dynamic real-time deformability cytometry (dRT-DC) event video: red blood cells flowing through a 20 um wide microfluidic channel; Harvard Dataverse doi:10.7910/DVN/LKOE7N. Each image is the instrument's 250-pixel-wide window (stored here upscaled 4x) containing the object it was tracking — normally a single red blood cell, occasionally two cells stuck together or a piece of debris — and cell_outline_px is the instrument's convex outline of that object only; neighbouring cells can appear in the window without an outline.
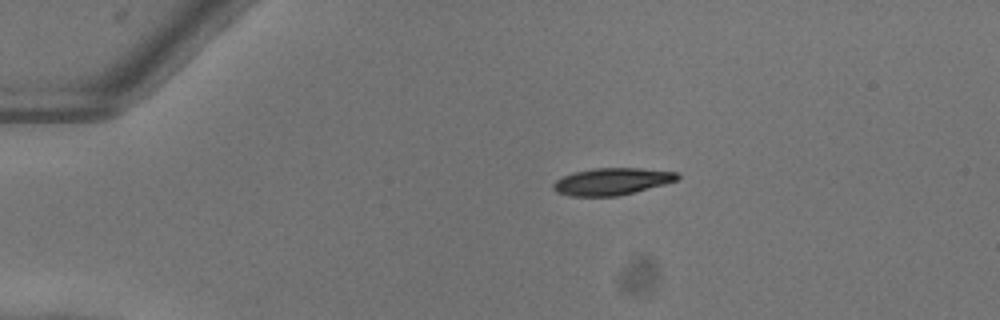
{"species": "common noctule bat (a hibernating species)", "species_latin": "Nyctalus noctula", "temperature_condition": "warm", "stored_images_in_passage": 42, "camera_frame_rate_fps": 3000, "um_per_image_px": 0.085, "animal": {"sex": "female"}, "frame": {"image": 1, "passage_image": 1, "time_ms": 0.0, "image_size_px": [1000, 320], "cell_outline_px": [[680, 176], [676, 180], [664, 184], [616, 196], [568, 196], [556, 192], [552, 188], [552, 184], [556, 180], [564, 176], [576, 172], [596, 168], [640, 168], [680, 172]], "centroid_in_image_um": [52.0, 15.42], "position_along_channel_um": 33.0, "area_um2": 19.36}}
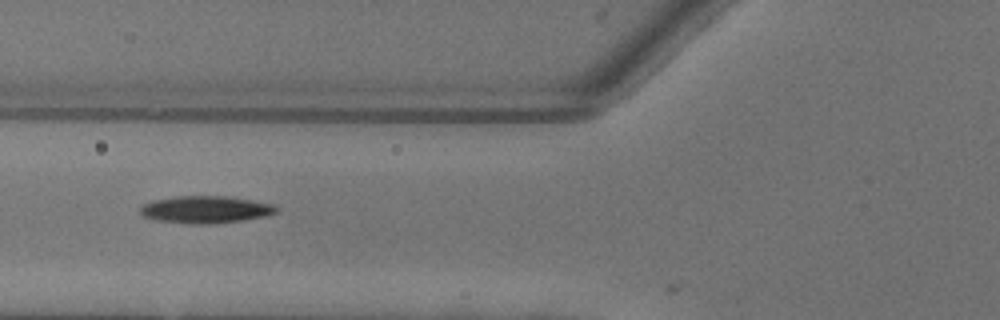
{"frame": {"image": 2, "passage_image": 11, "time_ms": 3.333, "image_size_px": [1000, 320], "cell_outline_px": [[276, 212], [264, 216], [240, 220], [208, 224], [188, 224], [156, 220], [144, 216], [140, 212], [140, 208], [144, 204], [152, 200], [176, 196], [228, 196], [276, 204]], "centroid_in_image_um": [17.45, 17.8], "position_along_channel_um": 108.3, "area_um2": 21.5}}
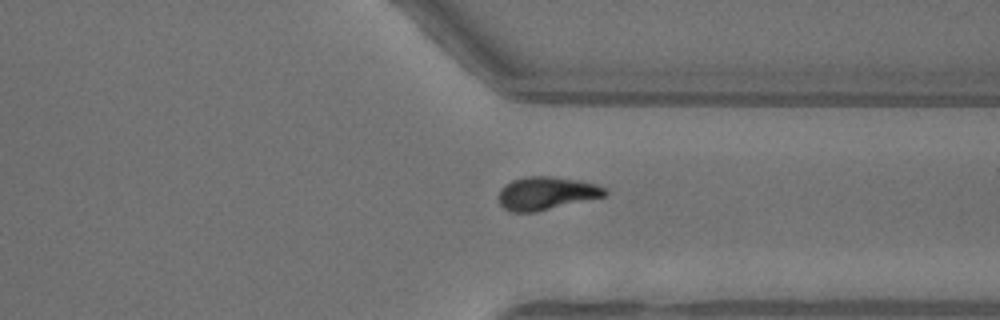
{"frame": {"image": 3, "passage_image": 30, "time_ms": 9.667, "image_size_px": [1000, 320], "cell_outline_px": [[608, 196], [536, 212], [512, 212], [504, 208], [500, 204], [500, 188], [504, 184], [512, 180], [528, 176], [552, 176], [576, 180], [596, 184], [604, 188], [608, 192]], "centroid_in_image_um": [46.46, 16.43], "position_along_channel_um": 364.9, "area_um2": 20.58}, "authors_computed_cell_mechanics": {"area_um2": 20.7502, "velocity_mm_per_s": 4.0606, "shape_relaxation_time_tau1_ms": 5.0897, "shape_relaxation_time_tau2_ms": null, "deformation_change_tau1": 0.196, "deformation_change_tau2": null}}